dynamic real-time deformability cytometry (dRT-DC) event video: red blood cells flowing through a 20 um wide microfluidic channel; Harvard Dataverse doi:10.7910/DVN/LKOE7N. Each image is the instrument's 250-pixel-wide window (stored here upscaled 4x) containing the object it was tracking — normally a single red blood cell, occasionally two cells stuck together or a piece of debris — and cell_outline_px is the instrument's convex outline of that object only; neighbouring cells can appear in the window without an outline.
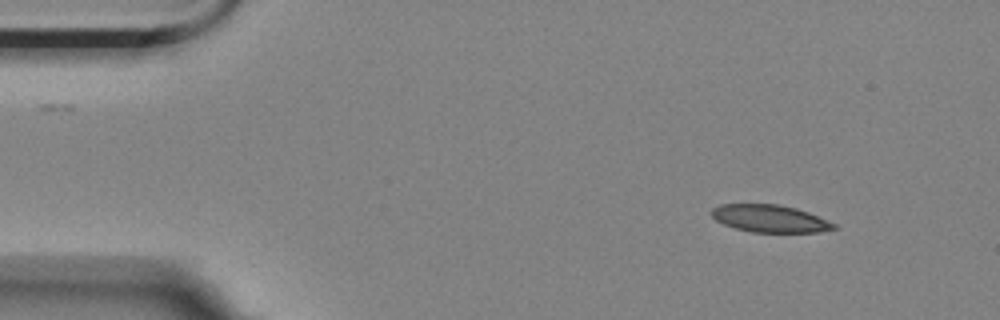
{"species": "Egyptian fruit bat (a non-hibernating species)", "species_latin": "Rousettus aegyptiacus", "temperature_condition": "room temperature", "stored_images_in_passage": 4, "camera_frame_rate_fps": 3000, "um_per_image_px": 0.085, "animal": {"sex": "female"}, "frame": {"image": 1, "passage_image": 1, "time_ms": 0.0, "image_size_px": [1000, 320], "cell_outline_px": [[836, 228], [820, 232], [752, 232], [736, 228], [724, 224], [716, 220], [712, 216], [712, 208], [720, 204], [780, 204], [796, 208], [808, 212], [836, 224]], "centroid_in_image_um": [65.44, 18.57], "position_along_channel_um": 19.6, "area_um2": 19.42}}
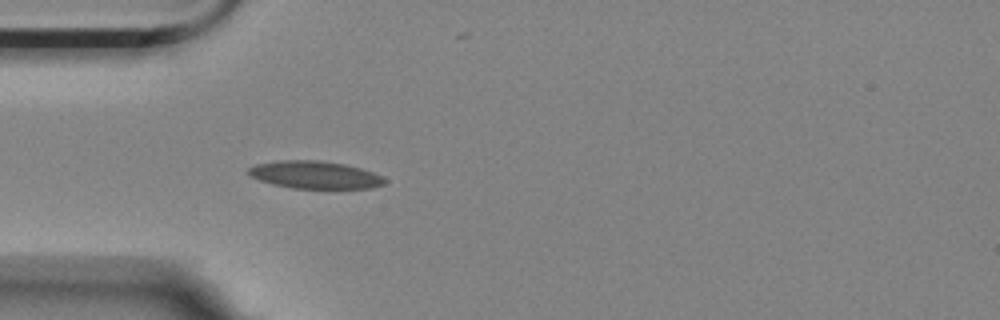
{"frame": {"image": 2, "passage_image": 4, "time_ms": 1.0, "image_size_px": [1000, 320], "cell_outline_px": [[388, 180], [384, 184], [372, 188], [292, 188], [272, 184], [248, 176], [248, 168], [256, 164], [276, 160], [320, 160], [344, 164], [360, 168], [372, 172]], "centroid_in_image_um": [26.73, 14.86], "position_along_channel_um": 58.3, "area_um2": 21.91}}